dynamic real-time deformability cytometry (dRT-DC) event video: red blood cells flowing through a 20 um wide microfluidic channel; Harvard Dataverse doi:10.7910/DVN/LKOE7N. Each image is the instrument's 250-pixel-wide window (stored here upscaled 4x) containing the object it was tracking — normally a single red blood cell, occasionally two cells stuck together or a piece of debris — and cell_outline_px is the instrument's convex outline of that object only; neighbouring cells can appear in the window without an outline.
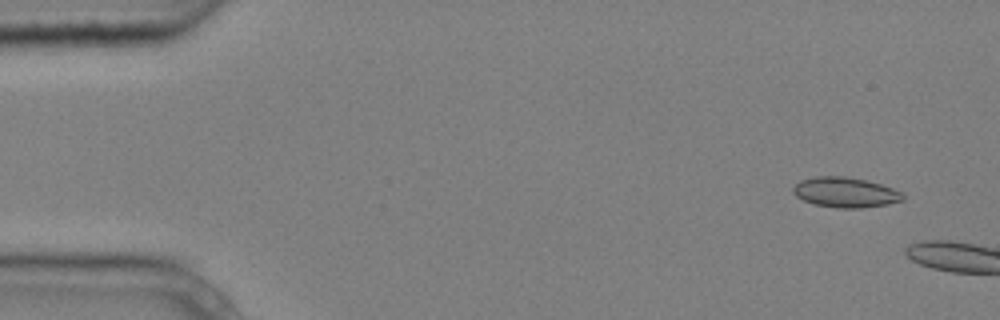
{"species": "common noctule bat (a hibernating species)", "species_latin": "Nyctalus noctula", "temperature_condition": "cold", "stored_images_in_passage": 5, "segment_of_instrument_passage": [2, 2], "camera_frame_rate_fps": 3000, "um_per_image_px": 0.085, "animal": {"sex": "male", "body_mass_g": 20.4}, "frame": {"image": 1, "passage_image": 5, "time_ms": 1.333, "image_size_px": [1000, 320], "cell_outline_px": [[904, 200], [888, 204], [860, 208], [836, 208], [816, 204], [804, 200], [796, 196], [792, 192], [792, 188], [800, 180], [816, 176], [844, 176], [864, 180], [880, 184], [892, 188], [900, 192], [904, 196]], "centroid_in_image_um": [71.83, 16.35], "position_along_channel_um": 13.2, "area_um2": 19.13}}